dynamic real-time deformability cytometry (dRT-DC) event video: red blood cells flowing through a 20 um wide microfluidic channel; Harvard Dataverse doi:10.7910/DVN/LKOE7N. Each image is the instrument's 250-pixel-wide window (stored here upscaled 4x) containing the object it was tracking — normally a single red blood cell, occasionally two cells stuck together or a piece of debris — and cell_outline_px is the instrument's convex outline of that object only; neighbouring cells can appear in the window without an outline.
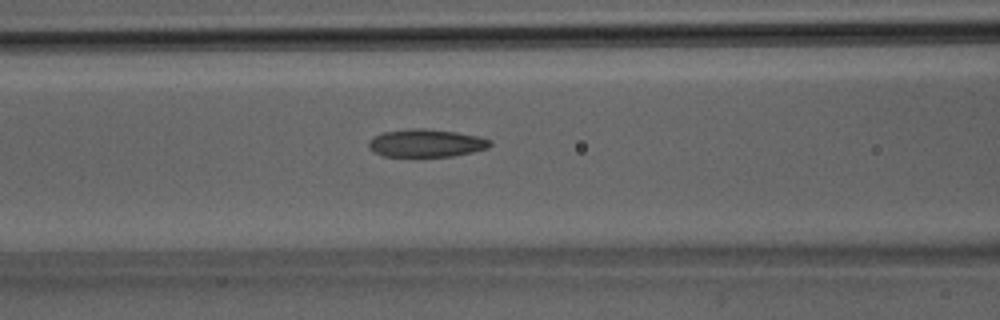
{"species": "Egyptian fruit bat (a non-hibernating species)", "species_latin": "Rousettus aegyptiacus", "temperature_condition": "room temperature", "stored_images_in_passage": 13, "camera_frame_rate_fps": 3000, "um_per_image_px": 0.085, "animal": {"sex": "male"}, "frame": {"image": 1, "passage_image": 4, "time_ms": 1.0, "image_size_px": [1000, 320], "cell_outline_px": [[492, 144], [488, 148], [472, 152], [452, 156], [384, 156], [368, 148], [368, 140], [372, 136], [384, 132], [412, 128], [424, 128], [456, 132], [480, 136], [492, 140]], "centroid_in_image_um": [36.23, 12.15], "position_along_channel_um": 130.4, "area_um2": 19.77}}